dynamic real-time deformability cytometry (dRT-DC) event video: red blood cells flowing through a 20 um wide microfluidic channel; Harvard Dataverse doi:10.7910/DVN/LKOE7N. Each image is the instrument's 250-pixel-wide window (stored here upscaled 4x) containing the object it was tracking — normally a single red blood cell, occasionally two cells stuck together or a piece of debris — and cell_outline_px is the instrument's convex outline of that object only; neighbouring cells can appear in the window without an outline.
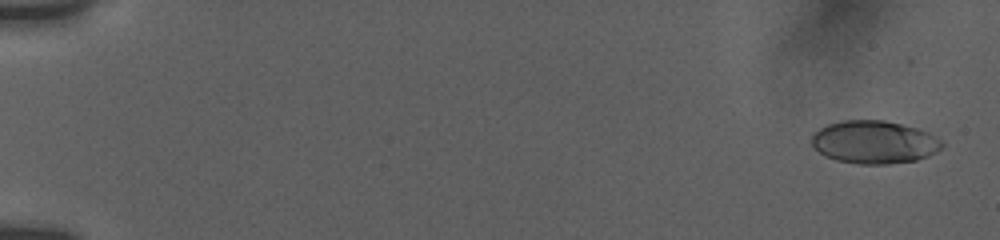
{"species": "human", "species_latin": "Homo sapiens", "temperature_condition": "room temperature", "stored_images_in_passage": 57, "camera_frame_rate_fps": 3000, "um_per_image_px": 0.085, "donor": {"sex": "female"}, "frame": {"image": 1, "passage_image": 3, "time_ms": 0.667, "image_size_px": [1000, 240], "cell_outline_px": [[944, 144], [936, 152], [928, 156], [916, 160], [888, 164], [860, 164], [836, 160], [820, 152], [812, 144], [812, 132], [828, 124], [844, 120], [884, 120], [916, 128], [928, 132], [940, 140]], "centroid_in_image_um": [74.3, 12.08], "position_along_channel_um": 10.7, "area_um2": 32.37}}
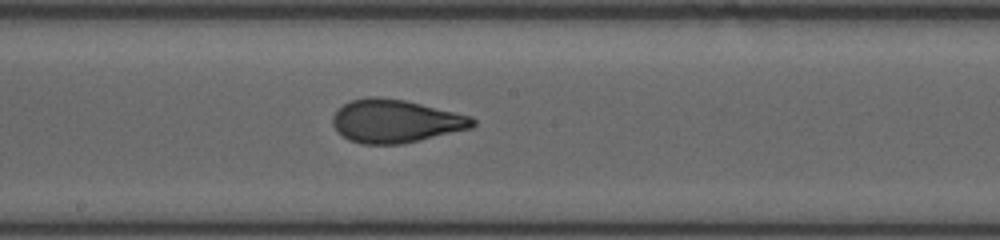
{"frame": {"image": 2, "passage_image": 33, "time_ms": 10.667, "image_size_px": [1000, 240], "cell_outline_px": [[476, 124], [472, 128], [404, 144], [364, 144], [348, 140], [336, 132], [332, 124], [332, 116], [344, 104], [352, 100], [368, 96], [376, 96], [404, 100], [472, 116], [476, 120]], "centroid_in_image_um": [33.62, 10.3], "position_along_channel_um": 214.6, "area_um2": 35.37}}
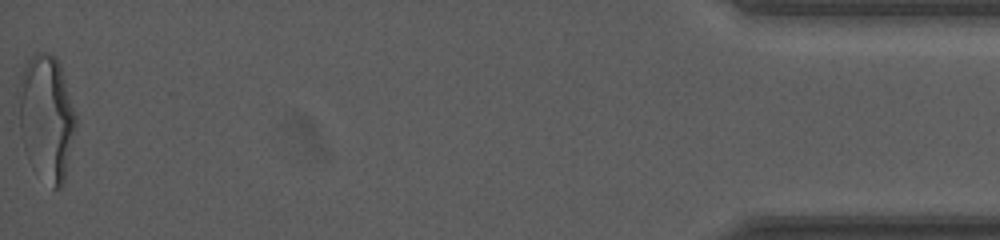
{"frame": {"image": 3, "passage_image": 57, "time_ms": 18.667, "image_size_px": [1000, 240], "cell_outline_px": [[76, 124], [64, 184], [60, 188], [52, 188], [28, 160], [24, 152], [20, 136], [20, 76], [24, 64], [28, 56], [36, 52], [52, 52], [56, 56], [60, 64], [76, 116]], "centroid_in_image_um": [3.95, 9.96], "position_along_channel_um": 431.3, "area_um2": 41.85}, "authors_computed_cell_mechanics": {"area_um2": 34.5644, "velocity_mm_per_s": 3.771, "shape_relaxation_time_tau1_ms": 6.1144, "shape_relaxation_time_tau2_ms": 0.9219, "deformation_change_tau1": 0.1943, "deformation_change_tau2": 0.0777}}